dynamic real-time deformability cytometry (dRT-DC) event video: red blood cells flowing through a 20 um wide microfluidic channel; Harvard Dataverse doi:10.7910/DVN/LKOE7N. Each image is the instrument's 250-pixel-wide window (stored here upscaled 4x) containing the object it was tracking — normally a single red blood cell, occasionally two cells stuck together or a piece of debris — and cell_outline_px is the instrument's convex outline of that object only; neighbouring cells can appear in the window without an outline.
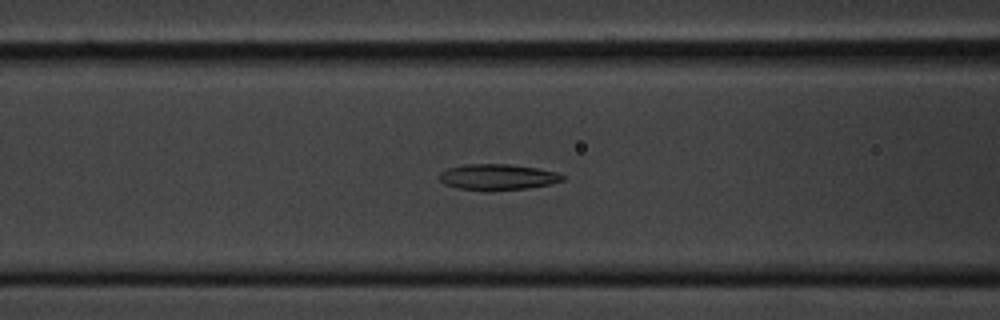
{"species": "common noctule bat (a hibernating species)", "species_latin": "Nyctalus noctula", "temperature_condition": "cold", "stored_images_in_passage": 53, "camera_frame_rate_fps": 3000, "um_per_image_px": 0.085, "animal": {"sex": "male", "body_mass_g": 20.1, "forearm_length_mm": 53.5}, "frame": {"image": 1, "passage_image": 20, "time_ms": 6.333, "image_size_px": [1000, 320], "cell_outline_px": [[564, 180], [548, 184], [528, 188], [488, 192], [484, 192], [456, 188], [444, 184], [436, 176], [440, 172], [448, 168], [468, 164], [508, 164], [536, 168], [556, 172], [564, 176]], "centroid_in_image_um": [42.22, 15.07], "position_along_channel_um": 124.4, "area_um2": 18.9}}
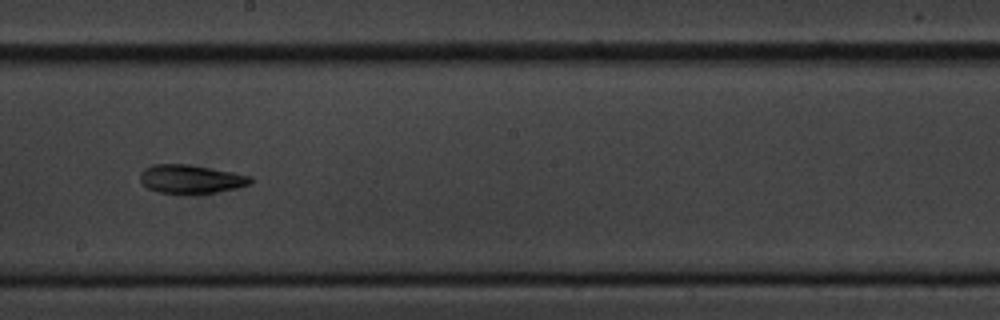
{"frame": {"image": 2, "passage_image": 29, "time_ms": 9.333, "image_size_px": [1000, 320], "cell_outline_px": [[252, 180], [248, 184], [236, 188], [216, 192], [156, 192], [148, 188], [140, 180], [140, 172], [144, 168], [152, 164], [188, 164], [232, 172], [252, 176]], "centroid_in_image_um": [16.19, 15.19], "position_along_channel_um": 232.0, "area_um2": 17.98}}
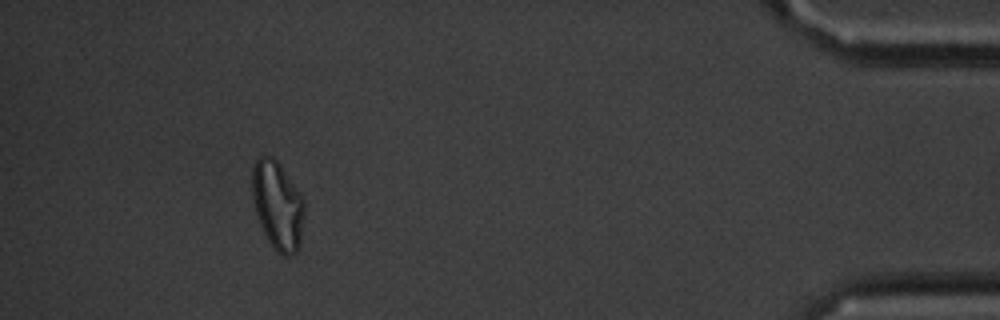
{"frame": {"image": 3, "passage_image": 49, "time_ms": 16.0, "image_size_px": [1000, 320], "cell_outline_px": [[304, 212], [300, 244], [296, 252], [288, 256], [284, 256], [276, 252], [268, 240], [260, 224], [256, 212], [252, 196], [252, 168], [256, 160], [260, 156], [272, 156], [280, 164], [304, 200]], "centroid_in_image_um": [23.59, 17.46], "position_along_channel_um": 411.6, "area_um2": 26.7}, "authors_computed_cell_mechanics": {"area_um2": 19.0162, "velocity_mm_per_s": 3.5923, "shape_relaxation_time_tau1_ms": 5.1171, "shape_relaxation_time_tau2_ms": 6.6855, "deformation_change_tau1": 0.1323, "deformation_change_tau2": 0.1589}}